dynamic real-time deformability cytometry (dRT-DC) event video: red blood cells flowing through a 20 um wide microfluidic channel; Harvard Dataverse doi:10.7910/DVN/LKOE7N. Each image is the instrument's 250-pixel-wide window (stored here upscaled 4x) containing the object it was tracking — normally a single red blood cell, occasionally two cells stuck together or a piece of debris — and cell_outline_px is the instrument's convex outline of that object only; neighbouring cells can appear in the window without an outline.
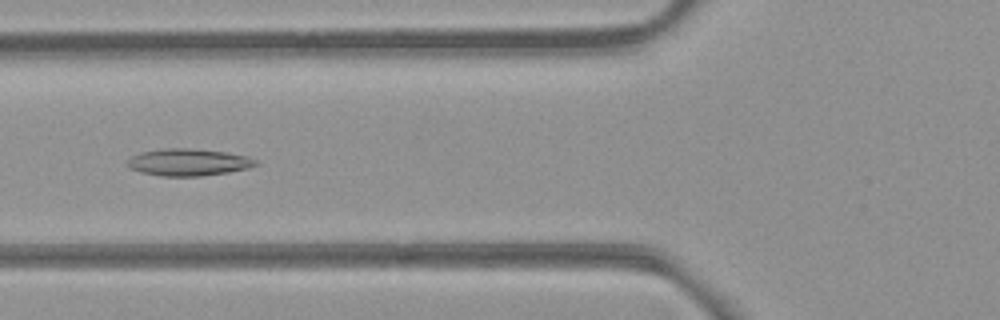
{"species": "common noctule bat (a hibernating species)", "species_latin": "Nyctalus noctula", "temperature_condition": "room temperature", "stored_images_in_passage": 54, "camera_frame_rate_fps": 3000, "um_per_image_px": 0.085, "animal": {"sex": "female", "body_mass_g": 21.9}, "frame": {"image": 1, "passage_image": 21, "time_ms": 6.667, "image_size_px": [1000, 320], "cell_outline_px": [[260, 164], [248, 168], [228, 172], [200, 176], [160, 176], [140, 172], [128, 168], [124, 164], [132, 156], [140, 152], [164, 148], [188, 148], [224, 152], [248, 156], [256, 160]], "centroid_in_image_um": [15.97, 13.79], "position_along_channel_um": 109.8, "area_um2": 20.35}}
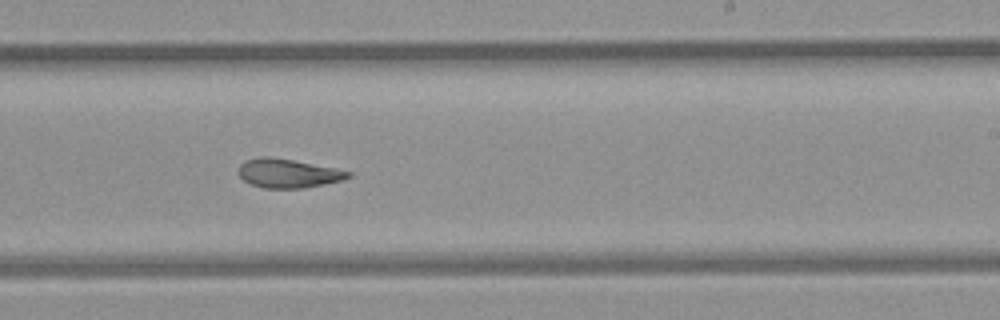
{"frame": {"image": 2, "passage_image": 33, "time_ms": 10.667, "image_size_px": [1000, 320], "cell_outline_px": [[352, 176], [340, 180], [324, 184], [304, 188], [264, 188], [252, 184], [244, 180], [236, 172], [240, 164], [244, 160], [260, 156], [268, 156], [292, 160], [336, 168], [352, 172]], "centroid_in_image_um": [24.45, 14.72], "position_along_channel_um": 264.6, "area_um2": 18.5}}
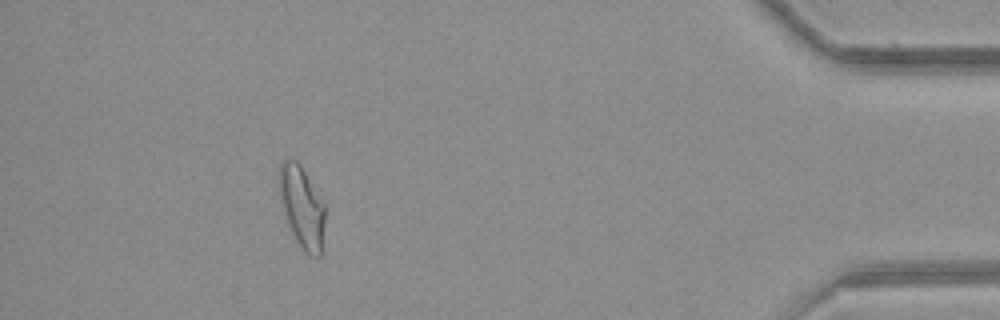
{"frame": {"image": 3, "passage_image": 49, "time_ms": 16.0, "image_size_px": [1000, 320], "cell_outline_px": [[324, 220], [320, 256], [312, 256], [296, 240], [288, 224], [280, 200], [276, 176], [280, 164], [284, 160], [296, 160], [300, 164], [324, 204]], "centroid_in_image_um": [25.61, 17.51], "position_along_channel_um": 409.6, "area_um2": 21.39}}